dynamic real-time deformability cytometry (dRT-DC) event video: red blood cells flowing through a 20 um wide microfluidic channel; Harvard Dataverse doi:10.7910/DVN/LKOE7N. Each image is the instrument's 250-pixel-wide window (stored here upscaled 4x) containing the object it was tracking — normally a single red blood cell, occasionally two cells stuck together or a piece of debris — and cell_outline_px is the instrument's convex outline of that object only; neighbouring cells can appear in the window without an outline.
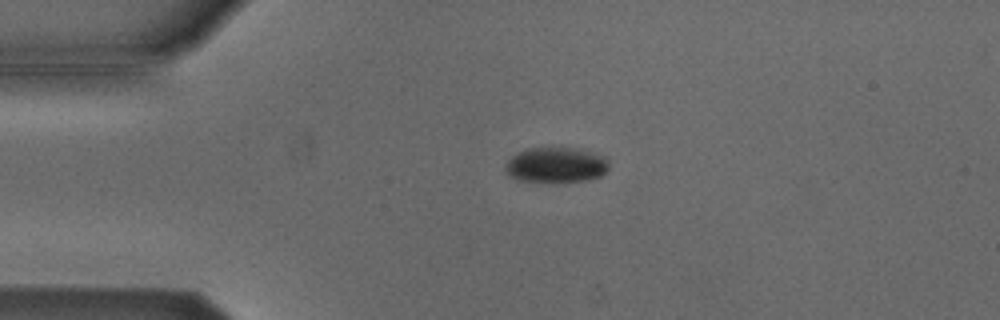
{"species": "Egyptian fruit bat (a non-hibernating species)", "species_latin": "Rousettus aegyptiacus", "temperature_condition": "cold", "stored_images_in_passage": 4, "camera_frame_rate_fps": 3000, "um_per_image_px": 0.085, "animal": {"sex": "male"}, "frame": {"image": 1, "passage_image": 3, "time_ms": 0.667, "image_size_px": [1000, 320], "cell_outline_px": [[608, 168], [600, 176], [588, 180], [520, 180], [508, 176], [504, 168], [504, 164], [516, 152], [524, 148], [580, 148], [596, 152], [604, 156], [608, 160]], "centroid_in_image_um": [47.25, 13.97], "position_along_channel_um": 37.8, "area_um2": 21.15}}